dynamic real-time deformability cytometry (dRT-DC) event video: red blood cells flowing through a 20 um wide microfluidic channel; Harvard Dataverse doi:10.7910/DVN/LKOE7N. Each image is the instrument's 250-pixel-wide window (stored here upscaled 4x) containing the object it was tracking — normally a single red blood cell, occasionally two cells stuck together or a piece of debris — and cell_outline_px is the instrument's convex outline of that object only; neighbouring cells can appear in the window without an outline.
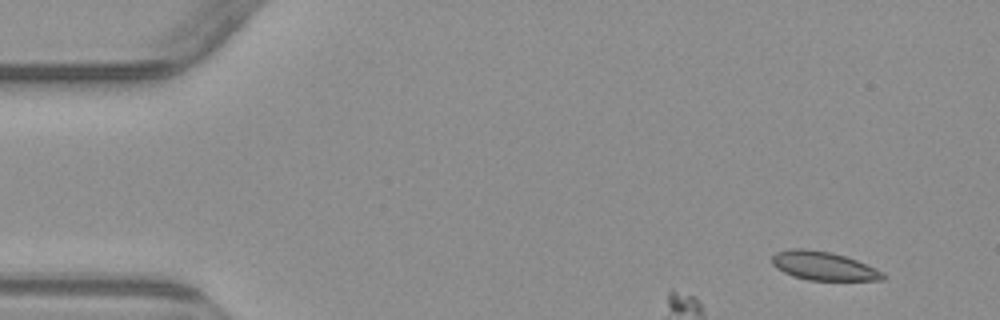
{"species": "common noctule bat (a hibernating species)", "species_latin": "Nyctalus noctula", "temperature_condition": "warm", "stored_images_in_passage": 4, "camera_frame_rate_fps": 3000, "um_per_image_px": 0.085, "animal": {"sex": "male", "body_mass_g": 23.1, "forearm_length_mm": 52.7}, "frame": {"image": 1, "passage_image": 1, "time_ms": 0.0, "image_size_px": [1000, 320], "cell_outline_px": [[888, 276], [884, 280], [808, 280], [792, 276], [776, 268], [772, 264], [772, 256], [776, 252], [792, 248], [804, 248], [832, 252], [856, 260], [876, 268], [884, 272]], "centroid_in_image_um": [70.01, 22.6], "position_along_channel_um": 15.0, "area_um2": 18.67}}
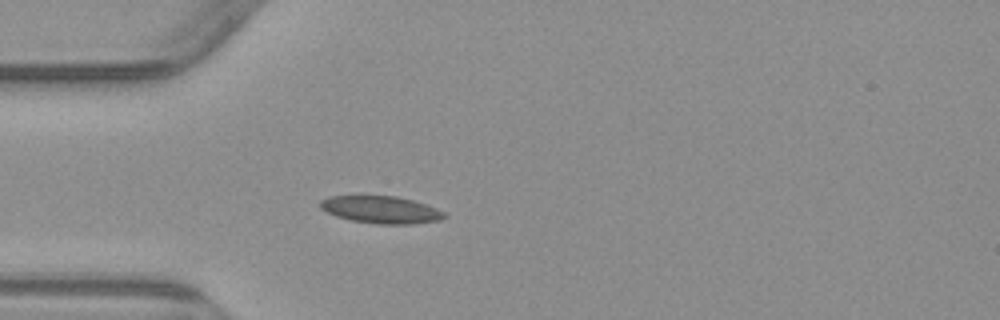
{"frame": {"image": 2, "passage_image": 4, "time_ms": 3.667, "image_size_px": [1000, 320], "cell_outline_px": [[448, 216], [440, 220], [412, 224], [376, 224], [352, 220], [336, 216], [320, 208], [320, 200], [328, 196], [396, 196], [412, 200], [436, 208], [444, 212]], "centroid_in_image_um": [32.39, 17.83], "position_along_channel_um": 52.6, "area_um2": 19.65}}